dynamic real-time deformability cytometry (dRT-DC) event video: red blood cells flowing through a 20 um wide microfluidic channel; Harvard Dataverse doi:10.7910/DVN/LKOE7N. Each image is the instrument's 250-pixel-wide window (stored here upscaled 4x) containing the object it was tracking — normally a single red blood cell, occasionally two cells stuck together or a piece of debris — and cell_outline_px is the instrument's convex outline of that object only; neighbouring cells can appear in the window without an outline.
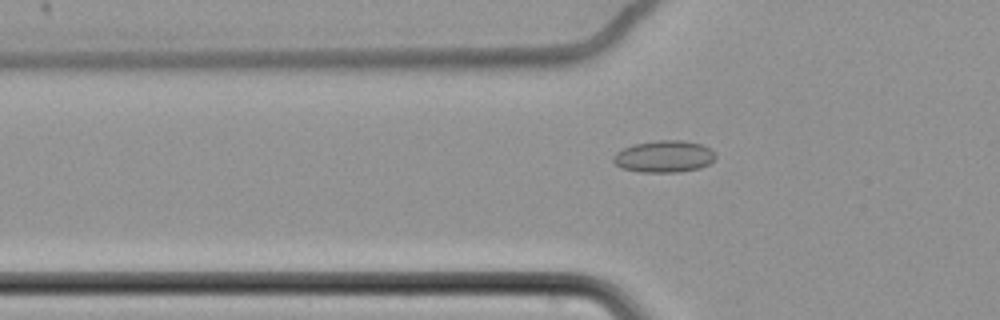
{"species": "common noctule bat (a hibernating species)", "species_latin": "Nyctalus noctula", "temperature_condition": "cold", "stored_images_in_passage": 62, "camera_frame_rate_fps": 3000, "um_per_image_px": 0.085, "animal": {"sex": "female", "body_mass_g": 22.7, "forearm_length_mm": 54.2}, "frame": {"image": 1, "passage_image": 23, "time_ms": 7.333, "image_size_px": [1000, 320], "cell_outline_px": [[716, 156], [708, 164], [700, 168], [680, 172], [640, 172], [620, 168], [612, 160], [612, 156], [616, 152], [632, 144], [660, 140], [680, 140], [700, 144], [712, 148], [716, 152]], "centroid_in_image_um": [56.44, 13.3], "position_along_channel_um": 69.4, "area_um2": 19.13}}
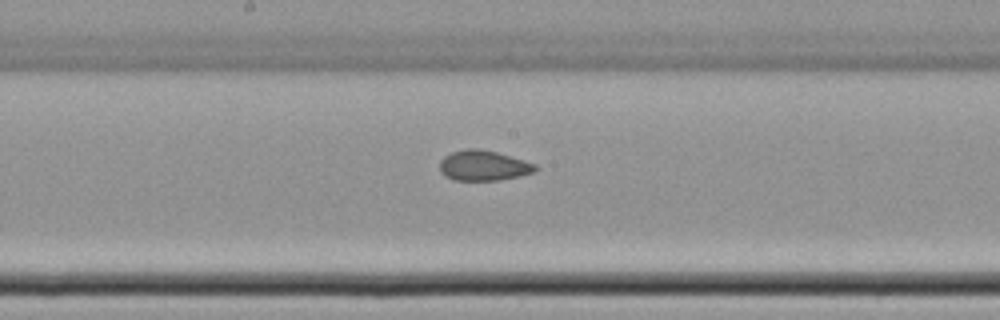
{"frame": {"image": 2, "passage_image": 35, "time_ms": 11.333, "image_size_px": [1000, 320], "cell_outline_px": [[536, 168], [532, 172], [520, 176], [500, 180], [452, 180], [444, 176], [440, 172], [440, 160], [444, 156], [452, 152], [468, 148], [476, 148], [496, 152], [524, 160], [536, 164]], "centroid_in_image_um": [41.05, 14.08], "position_along_channel_um": 207.1, "area_um2": 16.82}}
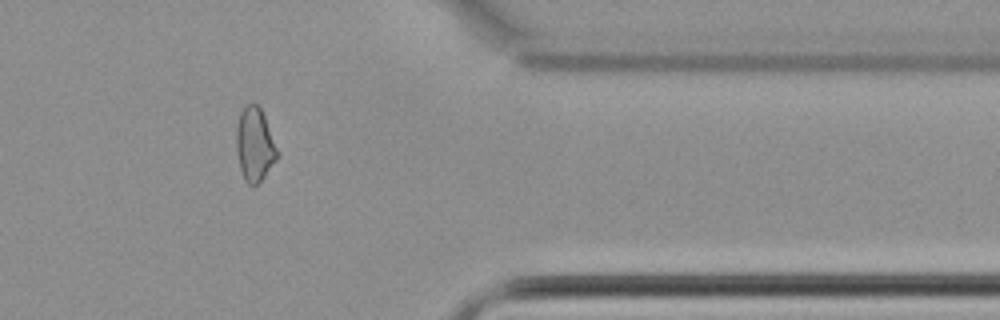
{"frame": {"image": 3, "passage_image": 52, "time_ms": 17.0, "image_size_px": [1000, 320], "cell_outline_px": [[276, 160], [264, 176], [252, 188], [244, 180], [240, 168], [236, 152], [236, 128], [240, 112], [248, 104], [256, 104], [260, 108], [264, 116], [276, 148]], "centroid_in_image_um": [21.6, 12.31], "position_along_channel_um": 389.8, "area_um2": 17.17}, "authors_computed_cell_mechanics": {"area_um2": 18.1492, "velocity_mm_per_s": 3.4849, "shape_relaxation_time_tau1_ms": null, "shape_relaxation_time_tau2_ms": 2.8047, "deformation_change_tau1": null, "deformation_change_tau2": 0.0891}}